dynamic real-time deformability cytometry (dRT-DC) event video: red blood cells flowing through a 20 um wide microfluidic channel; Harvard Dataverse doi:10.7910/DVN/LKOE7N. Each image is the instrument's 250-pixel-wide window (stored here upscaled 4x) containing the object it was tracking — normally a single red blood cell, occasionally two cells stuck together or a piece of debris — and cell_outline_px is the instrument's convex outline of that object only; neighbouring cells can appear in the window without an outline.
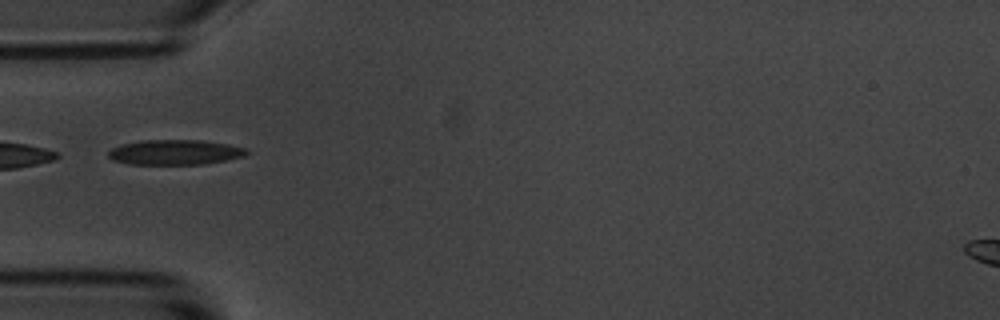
{"species": "common noctule bat (a hibernating species)", "species_latin": "Nyctalus noctula", "temperature_condition": "room temperature", "stored_images_in_passage": 3, "camera_frame_rate_fps": 3000, "um_per_image_px": 0.085, "animal": {"sex": "male", "body_mass_g": 20.1, "forearm_length_mm": 53.5}, "frame": {"image": 1, "passage_image": 1, "time_ms": 0.0, "image_size_px": [1000, 320], "cell_outline_px": [[248, 152], [244, 156], [204, 164], [128, 164], [112, 160], [108, 156], [108, 152], [112, 148], [120, 144], [144, 140], [200, 140], [228, 144], [244, 148]], "centroid_in_image_um": [14.82, 12.94], "position_along_channel_um": 70.2, "area_um2": 20.06}}